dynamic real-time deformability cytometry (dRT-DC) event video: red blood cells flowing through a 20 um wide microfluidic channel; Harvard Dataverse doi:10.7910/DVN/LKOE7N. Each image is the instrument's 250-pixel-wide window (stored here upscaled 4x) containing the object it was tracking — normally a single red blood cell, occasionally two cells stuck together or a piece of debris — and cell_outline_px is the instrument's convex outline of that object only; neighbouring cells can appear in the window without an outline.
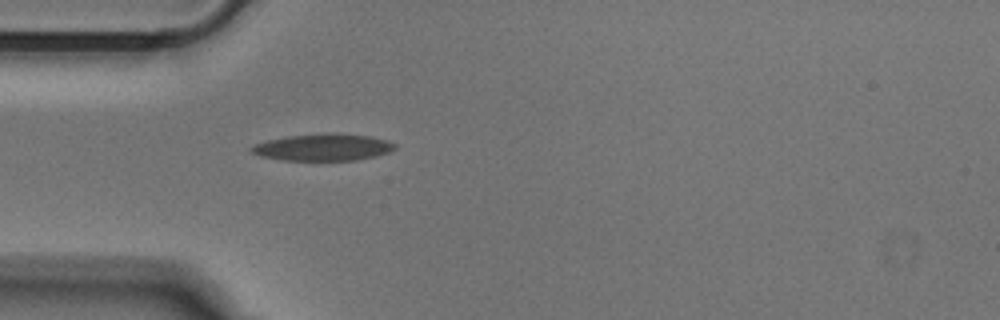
{"species": "Egyptian fruit bat (a non-hibernating species)", "species_latin": "Rousettus aegyptiacus", "temperature_condition": "cold", "stored_images_in_passage": 38, "camera_frame_rate_fps": 3000, "um_per_image_px": 0.085, "animal": {"sex": "male"}, "frame": {"image": 1, "passage_image": 1, "time_ms": 0.0, "image_size_px": [1000, 320], "cell_outline_px": [[396, 148], [388, 152], [376, 156], [356, 160], [284, 160], [260, 156], [248, 152], [248, 148], [252, 144], [268, 140], [288, 136], [328, 132], [332, 132], [368, 136], [388, 140], [396, 144]], "centroid_in_image_um": [27.42, 12.51], "position_along_channel_um": 57.6, "area_um2": 22.72}}
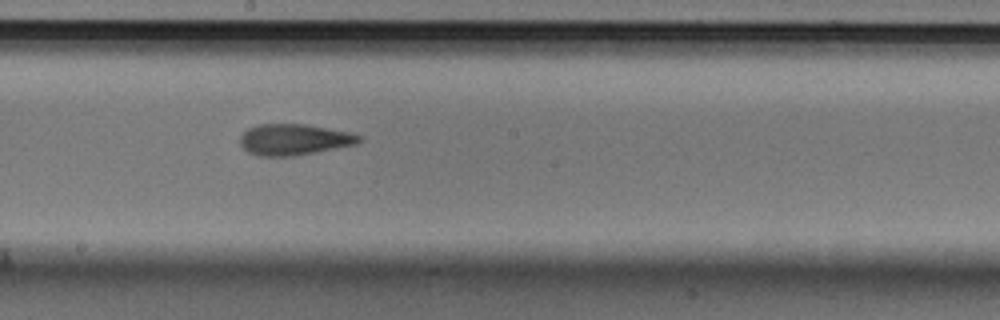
{"frame": {"image": 2, "passage_image": 14, "time_ms": 4.333, "image_size_px": [1000, 320], "cell_outline_px": [[364, 140], [356, 144], [296, 156], [260, 156], [248, 152], [240, 144], [240, 136], [248, 128], [260, 124], [304, 124], [348, 132], [360, 136]], "centroid_in_image_um": [24.98, 11.87], "position_along_channel_um": 223.2, "area_um2": 21.44}}
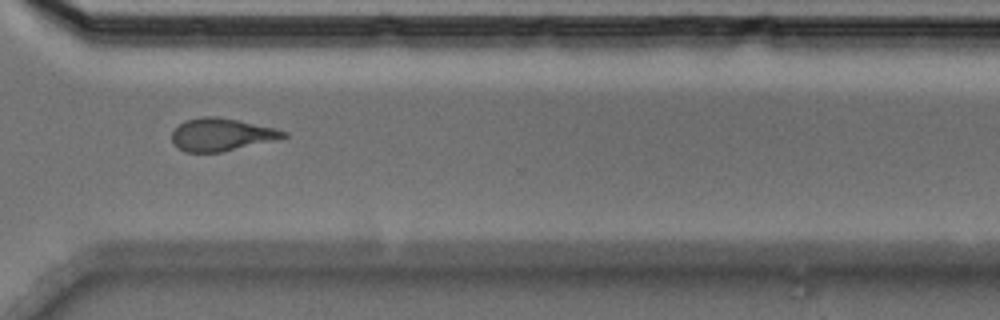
{"frame": {"image": 3, "passage_image": 24, "time_ms": 7.667, "image_size_px": [1000, 320], "cell_outline_px": [[288, 136], [272, 140], [220, 152], [184, 152], [172, 144], [172, 132], [184, 120], [204, 116], [216, 116], [276, 128], [288, 132]], "centroid_in_image_um": [18.77, 11.43], "position_along_channel_um": 351.8, "area_um2": 20.98}}